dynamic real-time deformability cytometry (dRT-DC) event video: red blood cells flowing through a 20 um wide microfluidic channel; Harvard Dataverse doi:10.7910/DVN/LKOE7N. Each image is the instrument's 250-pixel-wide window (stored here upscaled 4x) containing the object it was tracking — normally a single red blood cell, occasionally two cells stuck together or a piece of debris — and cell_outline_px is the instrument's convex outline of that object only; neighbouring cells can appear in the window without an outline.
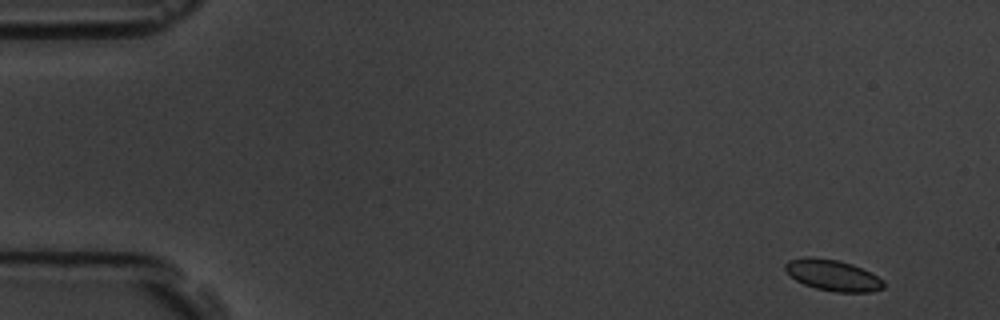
{"species": "common noctule bat (a hibernating species)", "species_latin": "Nyctalus noctula", "temperature_condition": "room temperature", "stored_images_in_passage": 6, "segment_of_instrument_passage": [1, 2], "camera_frame_rate_fps": 3000, "um_per_image_px": 0.085, "animal": {"sex": "male", "body_mass_g": 19.5, "forearm_length_mm": 54.6}, "frame": {"image": 1, "passage_image": 1, "time_ms": 0.0, "image_size_px": [1000, 320], "cell_outline_px": [[884, 288], [872, 292], [836, 292], [816, 288], [804, 284], [796, 280], [784, 268], [784, 264], [788, 260], [804, 256], [812, 256], [836, 260], [852, 264], [884, 280]], "centroid_in_image_um": [70.77, 23.39], "position_along_channel_um": 14.2, "area_um2": 17.74}}